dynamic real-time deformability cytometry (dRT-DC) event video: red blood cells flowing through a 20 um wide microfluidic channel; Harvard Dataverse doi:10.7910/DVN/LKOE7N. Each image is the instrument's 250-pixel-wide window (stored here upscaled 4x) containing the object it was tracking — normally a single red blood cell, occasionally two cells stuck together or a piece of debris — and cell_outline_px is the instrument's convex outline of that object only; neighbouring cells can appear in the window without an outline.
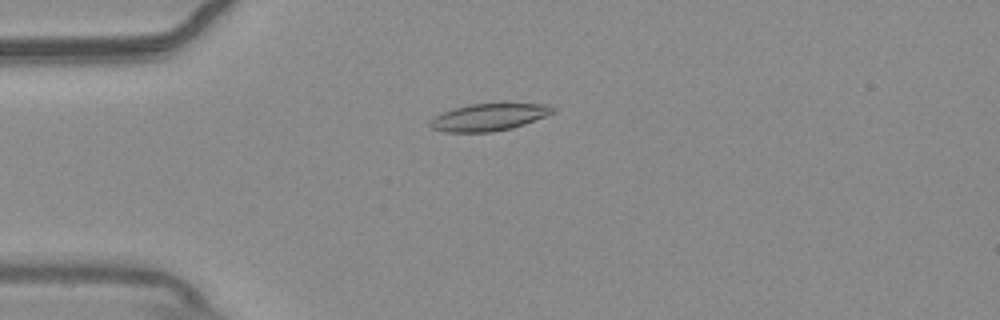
{"species": "common noctule bat (a hibernating species)", "species_latin": "Nyctalus noctula", "temperature_condition": "warm", "stored_images_in_passage": 55, "camera_frame_rate_fps": 3000, "um_per_image_px": 0.085, "animal": {"sex": "male", "body_mass_g": 20.4}, "frame": {"image": 1, "passage_image": 14, "time_ms": 4.333, "image_size_px": [1000, 320], "cell_outline_px": [[556, 112], [524, 124], [512, 128], [492, 132], [444, 132], [432, 128], [428, 124], [436, 116], [452, 108], [468, 104], [548, 104], [556, 108]], "centroid_in_image_um": [41.57, 9.96], "position_along_channel_um": 43.4, "area_um2": 19.31}}
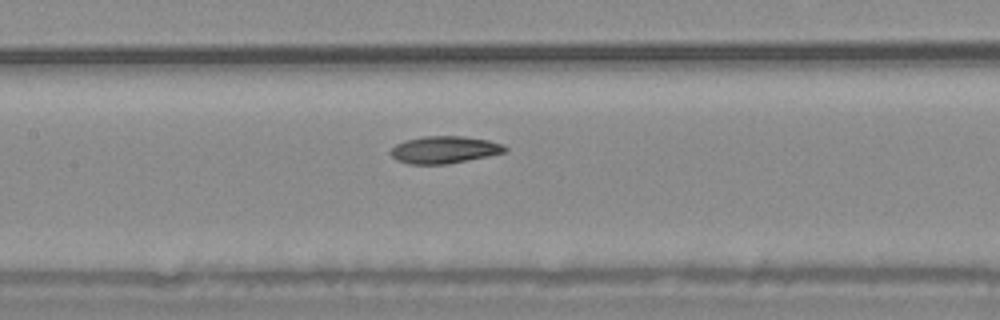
{"frame": {"image": 2, "passage_image": 26, "time_ms": 8.333, "image_size_px": [1000, 320], "cell_outline_px": [[508, 148], [504, 152], [488, 156], [448, 164], [408, 164], [396, 160], [388, 152], [396, 144], [404, 140], [424, 136], [464, 136], [488, 140], [504, 144]], "centroid_in_image_um": [37.75, 12.72], "position_along_channel_um": 169.7, "area_um2": 18.26}}
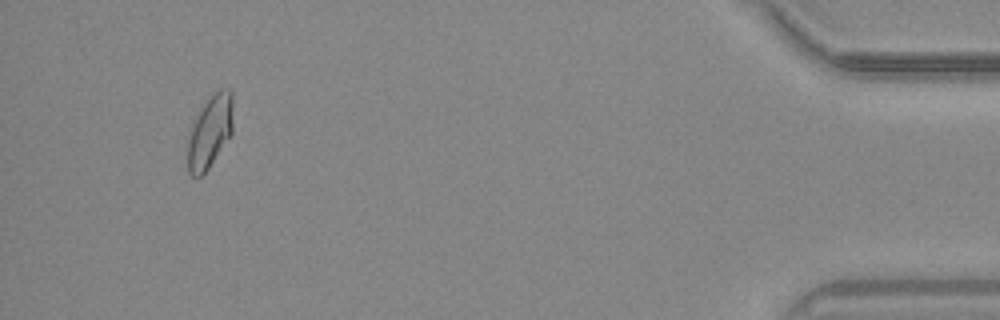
{"frame": {"image": 3, "passage_image": 52, "time_ms": 17.0, "image_size_px": [1000, 320], "cell_outline_px": [[232, 132], [208, 168], [200, 176], [192, 176], [188, 172], [188, 136], [192, 124], [200, 108], [212, 92], [220, 88], [232, 88]], "centroid_in_image_um": [17.84, 11.12], "position_along_channel_um": 417.4, "area_um2": 19.19}, "authors_computed_cell_mechanics": {"area_um2": 18.6116, "velocity_mm_per_s": 3.6734, "shape_relaxation_time_tau1_ms": null, "shape_relaxation_time_tau2_ms": 5.0573, "deformation_change_tau1": null, "deformation_change_tau2": 0.1114}}